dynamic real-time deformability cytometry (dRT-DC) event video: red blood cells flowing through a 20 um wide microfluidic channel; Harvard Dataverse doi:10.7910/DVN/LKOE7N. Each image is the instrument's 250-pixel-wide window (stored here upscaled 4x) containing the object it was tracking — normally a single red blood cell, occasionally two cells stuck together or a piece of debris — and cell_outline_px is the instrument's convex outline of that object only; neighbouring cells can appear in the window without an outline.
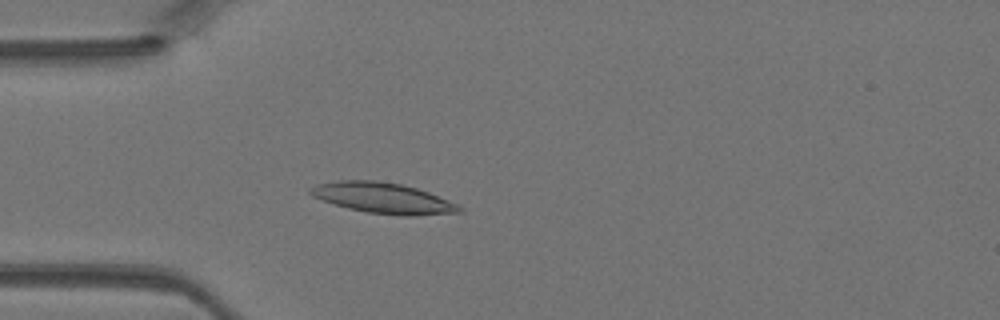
{"species": "Egyptian fruit bat (a non-hibernating species)", "species_latin": "Rousettus aegyptiacus", "temperature_condition": "warm", "stored_images_in_passage": 28, "camera_frame_rate_fps": 3000, "um_per_image_px": 0.085, "animal": {"sex": "female"}, "frame": {"image": 1, "passage_image": 2, "time_ms": 0.333, "image_size_px": [1000, 320], "cell_outline_px": [[464, 212], [416, 216], [404, 216], [368, 212], [348, 208], [312, 196], [308, 192], [308, 188], [316, 184], [340, 180], [376, 180], [400, 184], [416, 188], [428, 192], [448, 200], [464, 208]], "centroid_in_image_um": [32.58, 16.83], "position_along_channel_um": 52.4, "area_um2": 26.53}}
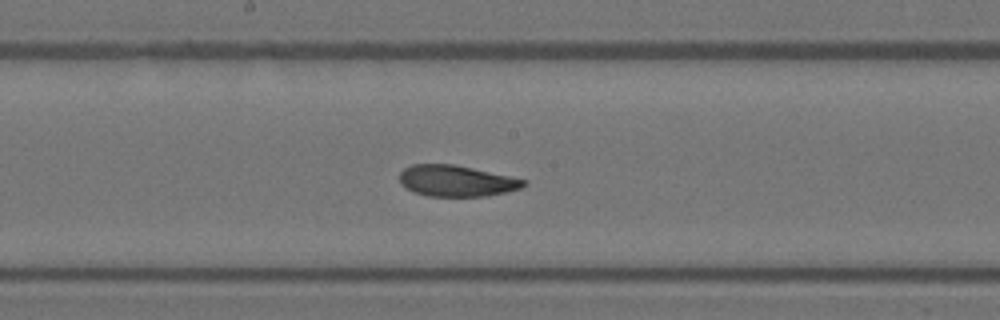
{"frame": {"image": 2, "passage_image": 13, "time_ms": 4.0, "image_size_px": [1000, 320], "cell_outline_px": [[528, 184], [520, 188], [488, 196], [428, 196], [412, 192], [400, 184], [400, 172], [404, 168], [412, 164], [452, 164], [472, 168], [508, 176], [524, 180]], "centroid_in_image_um": [38.74, 15.38], "position_along_channel_um": 209.5, "area_um2": 22.37}}
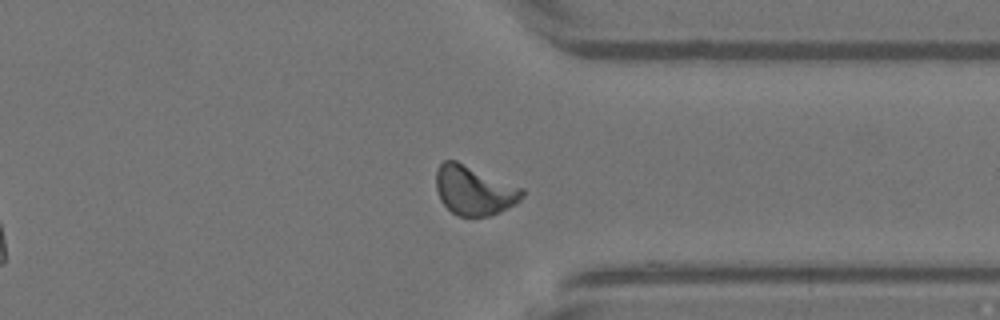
{"frame": {"image": 3, "passage_image": 24, "time_ms": 7.667, "image_size_px": [1000, 320], "cell_outline_px": [[524, 196], [516, 204], [488, 216], [456, 216], [440, 200], [436, 188], [436, 172], [440, 164], [444, 160], [456, 160], [524, 188]], "centroid_in_image_um": [40.3, 16.17], "position_along_channel_um": 371.1, "area_um2": 24.74}}